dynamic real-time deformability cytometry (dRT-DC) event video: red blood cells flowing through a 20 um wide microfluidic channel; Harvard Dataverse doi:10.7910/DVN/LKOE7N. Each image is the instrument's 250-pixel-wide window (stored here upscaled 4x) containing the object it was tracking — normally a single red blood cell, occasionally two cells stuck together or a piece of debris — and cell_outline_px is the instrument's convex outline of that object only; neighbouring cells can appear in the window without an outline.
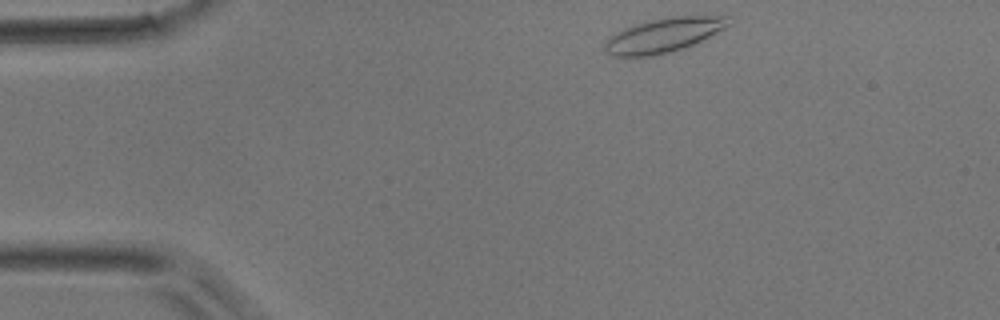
{"species": "common noctule bat (a hibernating species)", "species_latin": "Nyctalus noctula", "temperature_condition": "room temperature", "stored_images_in_passage": 42, "camera_frame_rate_fps": 3000, "um_per_image_px": 0.085, "animal": {"sex": "male", "body_mass_g": 17.9}, "frame": {"image": 1, "passage_image": 1, "time_ms": 0.0, "image_size_px": [1000, 320], "cell_outline_px": [[732, 24], [696, 44], [668, 52], [652, 56], [612, 56], [604, 52], [604, 40], [608, 36], [624, 28], [636, 24], [652, 20], [672, 16], [728, 16]], "centroid_in_image_um": [56.39, 2.99], "position_along_channel_um": 28.6, "area_um2": 24.85}}
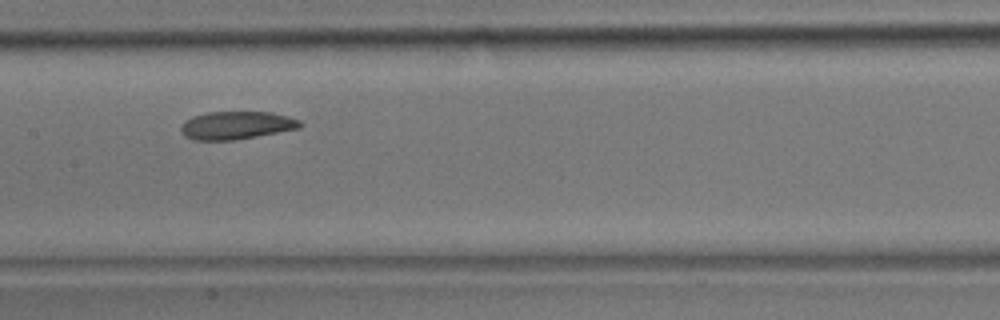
{"frame": {"image": 2, "passage_image": 17, "time_ms": 5.333, "image_size_px": [1000, 320], "cell_outline_px": [[304, 124], [300, 128], [236, 140], [192, 140], [184, 136], [180, 132], [180, 128], [192, 116], [208, 112], [272, 112], [288, 116], [300, 120]], "centroid_in_image_um": [20.12, 10.66], "position_along_channel_um": 187.3, "area_um2": 19.48}}
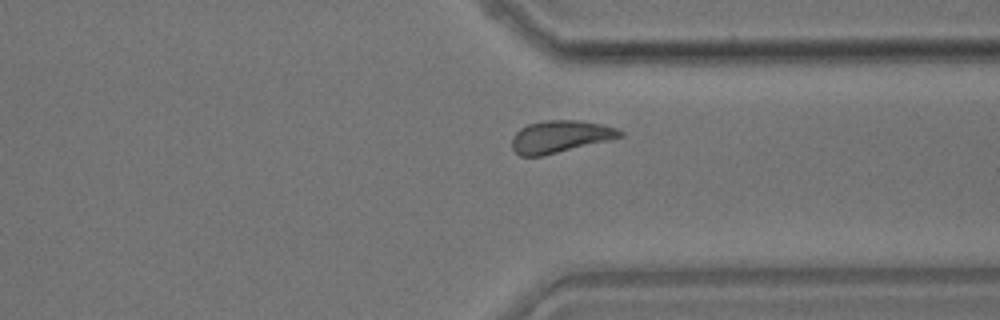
{"frame": {"image": 3, "passage_image": 30, "time_ms": 9.667, "image_size_px": [1000, 320], "cell_outline_px": [[624, 136], [544, 156], [520, 156], [512, 148], [512, 136], [520, 128], [528, 124], [544, 120], [580, 120], [600, 124], [616, 128], [624, 132]], "centroid_in_image_um": [47.6, 11.61], "position_along_channel_um": 363.8, "area_um2": 20.29}}